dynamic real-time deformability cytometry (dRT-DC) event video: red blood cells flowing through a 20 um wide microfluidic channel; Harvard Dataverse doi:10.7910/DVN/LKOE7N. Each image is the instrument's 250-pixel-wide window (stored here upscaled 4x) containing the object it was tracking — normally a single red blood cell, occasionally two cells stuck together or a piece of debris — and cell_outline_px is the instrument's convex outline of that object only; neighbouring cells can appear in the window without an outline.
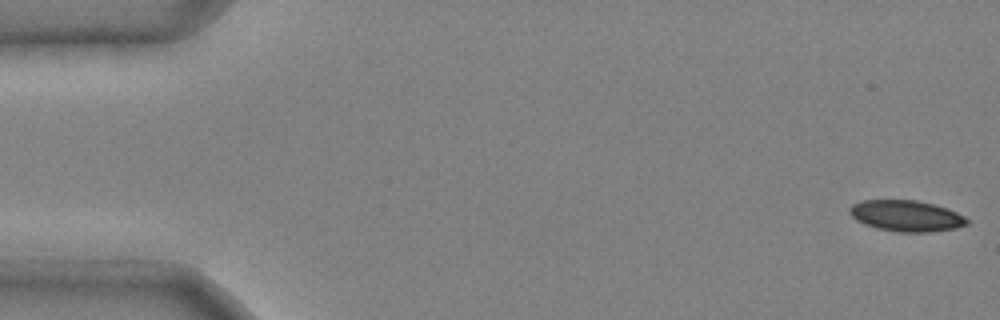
{"species": "common noctule bat (a hibernating species)", "species_latin": "Nyctalus noctula", "temperature_condition": "cold", "stored_images_in_passage": 48, "camera_frame_rate_fps": 3000, "um_per_image_px": 0.085, "animal": {"sex": "male", "body_mass_g": 20.4}, "frame": {"image": 1, "passage_image": 1, "time_ms": 0.0, "image_size_px": [1000, 320], "cell_outline_px": [[968, 224], [956, 228], [932, 232], [900, 232], [876, 228], [864, 224], [856, 220], [848, 212], [848, 208], [852, 204], [860, 200], [916, 200], [948, 208], [964, 216], [968, 220]], "centroid_in_image_um": [77.01, 18.35], "position_along_channel_um": 8.0, "area_um2": 21.39}}
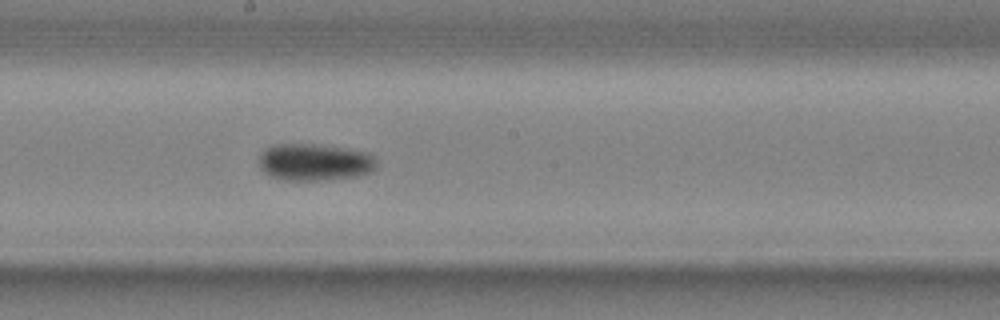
{"frame": {"image": 2, "passage_image": 27, "time_ms": 8.667, "image_size_px": [1000, 320], "cell_outline_px": [[376, 168], [372, 172], [356, 176], [324, 180], [284, 180], [272, 176], [264, 172], [260, 168], [260, 152], [264, 148], [276, 144], [312, 144], [344, 148], [364, 152], [372, 156], [376, 160]], "centroid_in_image_um": [26.72, 13.78], "position_along_channel_um": 221.5, "area_um2": 25.26}}
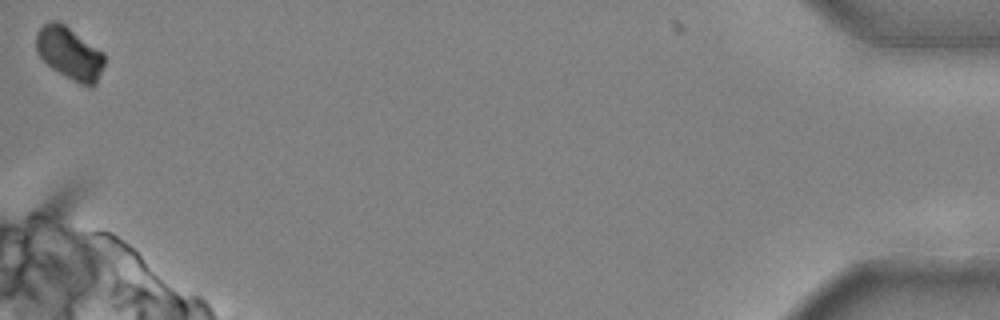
{"frame": {"image": 3, "passage_image": 48, "time_ms": 15.667, "image_size_px": [1000, 320], "cell_outline_px": [[104, 64], [96, 84], [88, 88], [72, 80], [52, 68], [36, 52], [36, 32], [48, 20], [60, 20], [104, 52]], "centroid_in_image_um": [5.92, 4.5], "position_along_channel_um": 429.3, "area_um2": 21.15}, "authors_computed_cell_mechanics": {"area_um2": 23.3801, "velocity_mm_per_s": 3.98, "shape_relaxation_time_tau1_ms": 3.8982, "shape_relaxation_time_tau2_ms": null, "deformation_change_tau1": 0.1035, "deformation_change_tau2": null}}